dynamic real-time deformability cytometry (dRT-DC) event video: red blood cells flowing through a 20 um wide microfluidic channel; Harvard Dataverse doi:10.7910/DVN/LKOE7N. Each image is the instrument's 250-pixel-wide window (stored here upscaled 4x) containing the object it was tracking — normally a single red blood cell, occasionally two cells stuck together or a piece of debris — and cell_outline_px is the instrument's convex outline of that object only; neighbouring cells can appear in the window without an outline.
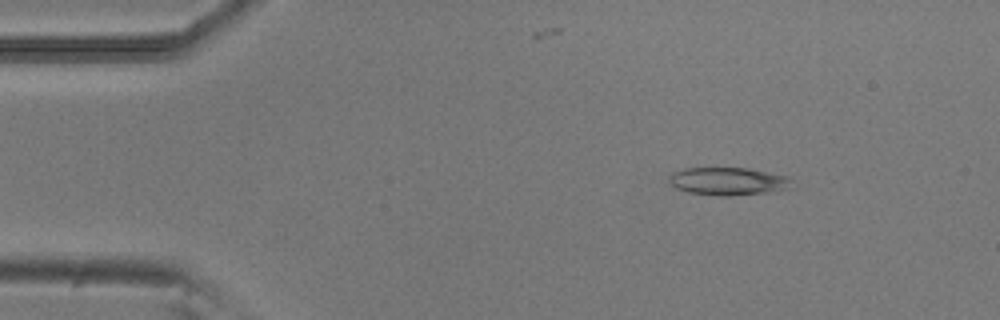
{"species": "common noctule bat (a hibernating species)", "species_latin": "Nyctalus noctula", "temperature_condition": "room temperature", "stored_images_in_passage": 3, "camera_frame_rate_fps": 3000, "um_per_image_px": 0.085, "animal": {"sex": "male", "body_mass_g": 20.5, "forearm_length_mm": 52.5}, "frame": {"image": 1, "passage_image": 1, "time_ms": 0.0, "image_size_px": [1000, 320], "cell_outline_px": [[796, 188], [776, 192], [732, 196], [716, 196], [688, 192], [676, 188], [668, 180], [672, 172], [684, 168], [748, 168], [788, 176]], "centroid_in_image_um": [61.98, 15.42], "position_along_channel_um": 23.0, "area_um2": 20.4}}